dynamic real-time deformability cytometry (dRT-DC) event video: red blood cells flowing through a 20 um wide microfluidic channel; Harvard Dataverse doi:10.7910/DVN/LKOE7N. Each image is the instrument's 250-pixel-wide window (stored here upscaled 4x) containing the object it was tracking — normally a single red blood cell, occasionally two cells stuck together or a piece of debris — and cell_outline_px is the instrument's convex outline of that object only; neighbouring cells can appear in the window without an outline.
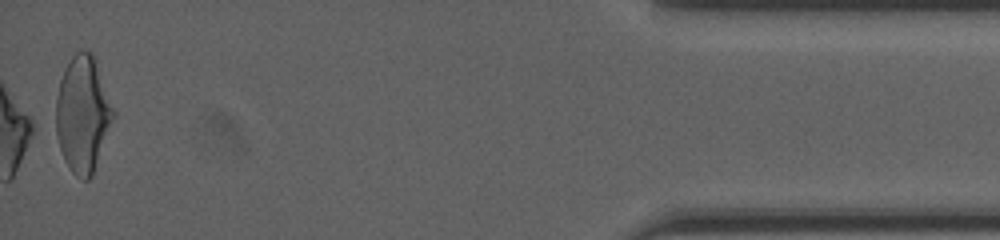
{"species": "human", "species_latin": "Homo sapiens", "temperature_condition": "cold", "stored_images_in_passage": 51, "camera_frame_rate_fps": 3000, "um_per_image_px": 0.085, "donor": {"sex": "female"}, "frame": {"image": 1, "passage_image": 51, "time_ms": 16.667, "image_size_px": [1000, 240], "cell_outline_px": [[116, 116], [92, 176], [88, 180], [84, 180], [76, 176], [68, 168], [64, 160], [60, 148], [56, 132], [56, 96], [60, 80], [68, 60], [76, 52], [92, 52], [116, 112]], "centroid_in_image_um": [7.05, 9.74], "position_along_channel_um": 428.1, "area_um2": 39.07}, "authors_computed_cell_mechanics": {"area_um2": 38.6104, "velocity_mm_per_s": 4.0166, "shape_relaxation_time_tau1_ms": 7.4612, "shape_relaxation_time_tau2_ms": 4.4335, "deformation_change_tau1": 0.1126, "deformation_change_tau2": 0.0663}}